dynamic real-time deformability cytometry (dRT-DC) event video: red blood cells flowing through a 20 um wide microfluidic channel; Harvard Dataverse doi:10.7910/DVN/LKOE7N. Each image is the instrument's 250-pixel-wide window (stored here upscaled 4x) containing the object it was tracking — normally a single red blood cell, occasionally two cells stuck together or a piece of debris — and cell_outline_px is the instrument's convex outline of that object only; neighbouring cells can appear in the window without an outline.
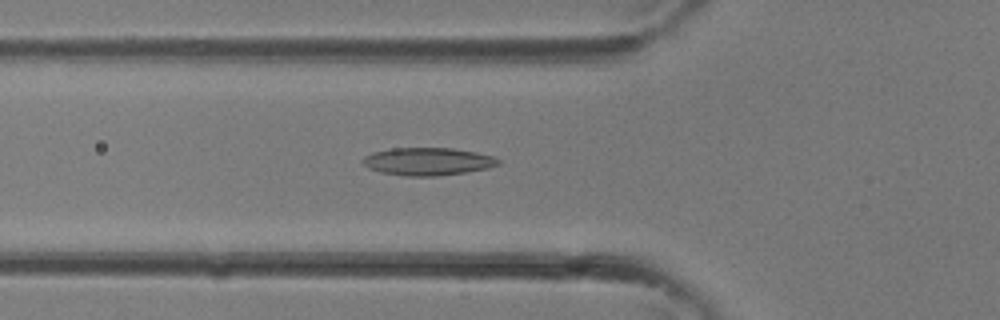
{"species": "common noctule bat (a hibernating species)", "species_latin": "Nyctalus noctula", "temperature_condition": "room temperature", "stored_images_in_passage": 31, "camera_frame_rate_fps": 3000, "um_per_image_px": 0.085, "animal": {"sex": "female"}, "frame": {"image": 1, "passage_image": 9, "time_ms": 2.667, "image_size_px": [1000, 320], "cell_outline_px": [[500, 164], [488, 168], [464, 172], [436, 176], [404, 176], [380, 172], [368, 168], [360, 160], [364, 156], [372, 152], [392, 148], [452, 148], [476, 152], [492, 156], [500, 160]], "centroid_in_image_um": [36.32, 13.72], "position_along_channel_um": 89.5, "area_um2": 21.91}}
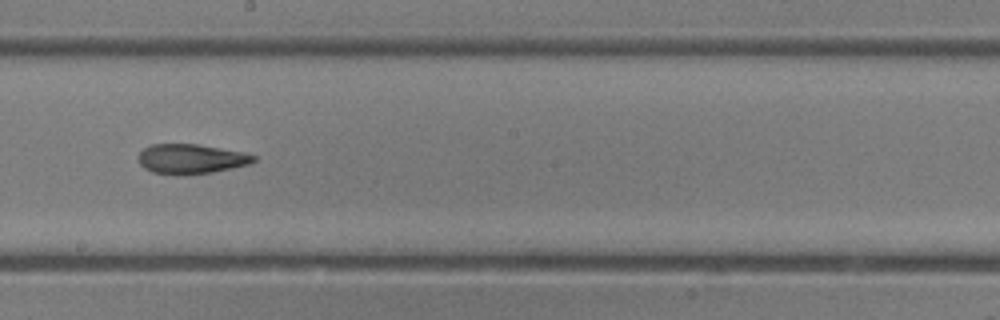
{"frame": {"image": 2, "passage_image": 16, "time_ms": 5.0, "image_size_px": [1000, 320], "cell_outline_px": [[256, 160], [248, 164], [232, 168], [212, 172], [184, 176], [176, 176], [152, 172], [144, 168], [140, 164], [140, 152], [144, 148], [152, 144], [196, 144], [244, 152], [256, 156]], "centroid_in_image_um": [16.23, 13.52], "position_along_channel_um": 232.0, "area_um2": 20.06}}
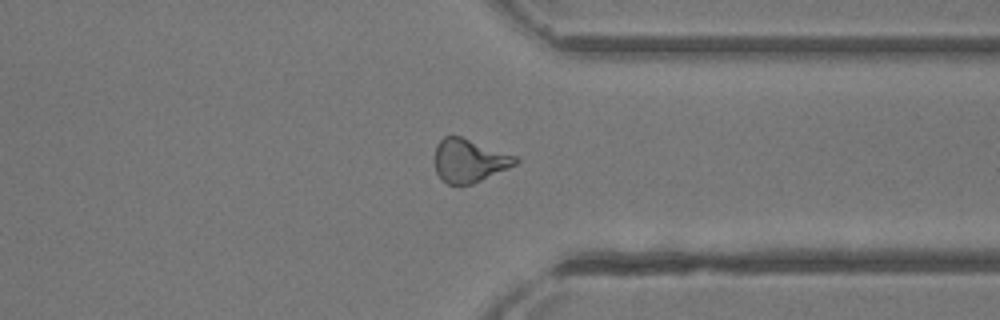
{"frame": {"image": 3, "passage_image": 23, "time_ms": 7.333, "image_size_px": [1000, 320], "cell_outline_px": [[520, 160], [516, 164], [508, 168], [472, 184], [460, 188], [448, 184], [436, 172], [436, 144], [444, 136], [460, 136], [516, 156]], "centroid_in_image_um": [39.88, 13.68], "position_along_channel_um": 371.5, "area_um2": 20.29}}